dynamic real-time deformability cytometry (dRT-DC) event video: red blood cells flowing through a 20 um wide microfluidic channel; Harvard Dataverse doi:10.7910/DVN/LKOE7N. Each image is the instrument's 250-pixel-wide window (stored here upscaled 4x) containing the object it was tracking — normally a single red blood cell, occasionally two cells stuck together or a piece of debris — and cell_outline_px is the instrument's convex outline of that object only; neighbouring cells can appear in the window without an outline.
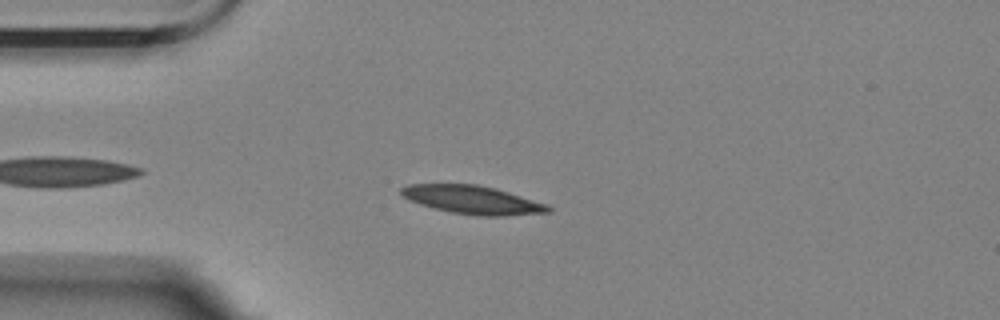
{"species": "Egyptian fruit bat (a non-hibernating species)", "species_latin": "Rousettus aegyptiacus", "temperature_condition": "room temperature", "stored_images_in_passage": 10, "camera_frame_rate_fps": 3000, "um_per_image_px": 0.085, "animal": {"sex": "female"}, "frame": {"image": 1, "passage_image": 3, "time_ms": 3.0, "image_size_px": [1000, 320], "cell_outline_px": [[552, 212], [504, 216], [476, 216], [452, 212], [420, 204], [408, 200], [400, 196], [400, 188], [408, 184], [476, 184], [496, 188], [548, 204], [552, 208]], "centroid_in_image_um": [40.17, 16.98], "position_along_channel_um": 44.8, "area_um2": 24.45}}
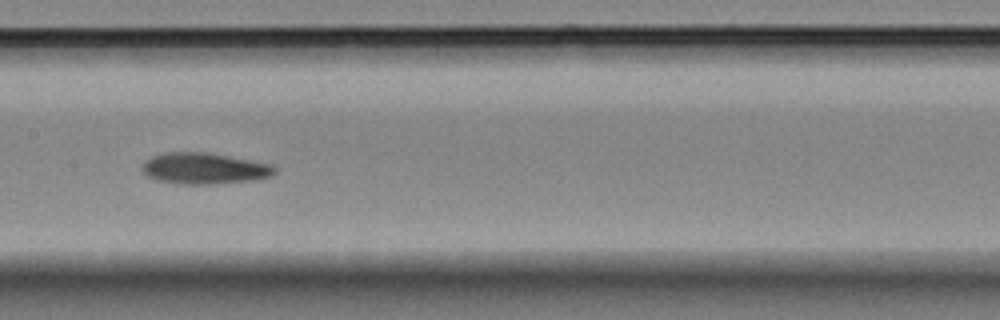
{"frame": {"image": 2, "passage_image": 7, "time_ms": 7.667, "image_size_px": [1000, 320], "cell_outline_px": [[276, 172], [272, 176], [252, 180], [212, 184], [180, 184], [156, 180], [148, 176], [140, 168], [144, 160], [152, 156], [164, 152], [208, 152], [272, 164], [276, 168]], "centroid_in_image_um": [17.34, 14.31], "position_along_channel_um": 190.1, "area_um2": 24.28}}
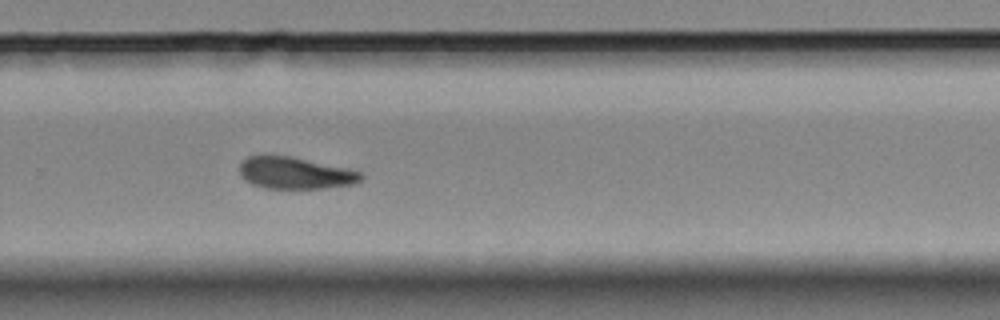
{"frame": {"image": 3, "passage_image": 10, "time_ms": 11.0, "image_size_px": [1000, 320], "cell_outline_px": [[364, 176], [356, 184], [320, 188], [264, 188], [252, 184], [244, 180], [240, 176], [240, 164], [248, 156], [288, 156], [348, 168], [360, 172]], "centroid_in_image_um": [25.09, 14.72], "position_along_channel_um": 304.7, "area_um2": 22.31}}